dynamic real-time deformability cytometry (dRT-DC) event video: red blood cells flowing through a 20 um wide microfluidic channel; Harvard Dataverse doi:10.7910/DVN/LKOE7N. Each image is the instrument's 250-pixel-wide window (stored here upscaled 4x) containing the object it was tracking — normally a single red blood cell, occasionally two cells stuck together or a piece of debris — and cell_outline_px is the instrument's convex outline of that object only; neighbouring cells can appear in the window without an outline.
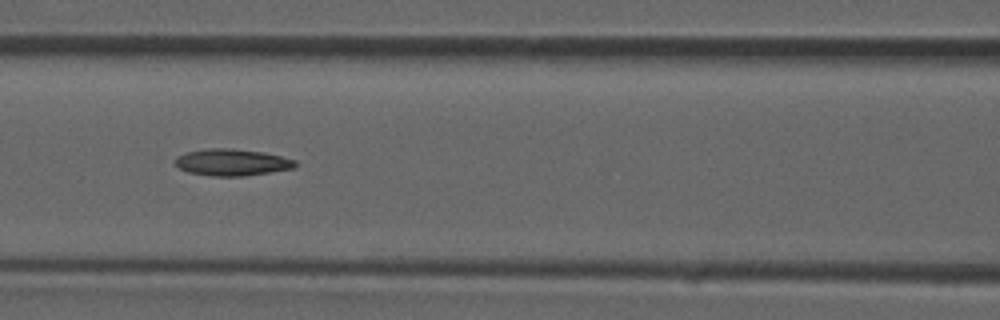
{"species": "common noctule bat (a hibernating species)", "species_latin": "Nyctalus noctula", "temperature_condition": "room temperature", "stored_images_in_passage": 35, "camera_frame_rate_fps": 3000, "um_per_image_px": 0.085, "animal": {"sex": "male", "forearm_length_mm": 52.5}, "frame": {"image": 1, "passage_image": 16, "time_ms": 5.0, "image_size_px": [1000, 320], "cell_outline_px": [[296, 168], [244, 176], [212, 176], [188, 172], [172, 164], [172, 160], [176, 156], [188, 152], [208, 148], [232, 148], [264, 152], [296, 160]], "centroid_in_image_um": [19.68, 13.79], "position_along_channel_um": 146.9, "area_um2": 18.9}}
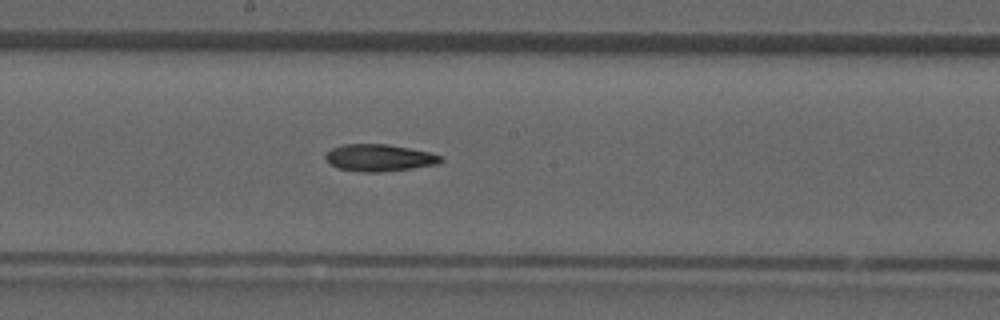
{"frame": {"image": 2, "passage_image": 20, "time_ms": 6.333, "image_size_px": [1000, 320], "cell_outline_px": [[444, 160], [436, 164], [412, 168], [380, 172], [360, 172], [340, 168], [332, 164], [324, 156], [324, 152], [332, 148], [344, 144], [388, 144], [428, 152], [440, 156]], "centroid_in_image_um": [32.21, 13.4], "position_along_channel_um": 216.0, "area_um2": 17.92}}